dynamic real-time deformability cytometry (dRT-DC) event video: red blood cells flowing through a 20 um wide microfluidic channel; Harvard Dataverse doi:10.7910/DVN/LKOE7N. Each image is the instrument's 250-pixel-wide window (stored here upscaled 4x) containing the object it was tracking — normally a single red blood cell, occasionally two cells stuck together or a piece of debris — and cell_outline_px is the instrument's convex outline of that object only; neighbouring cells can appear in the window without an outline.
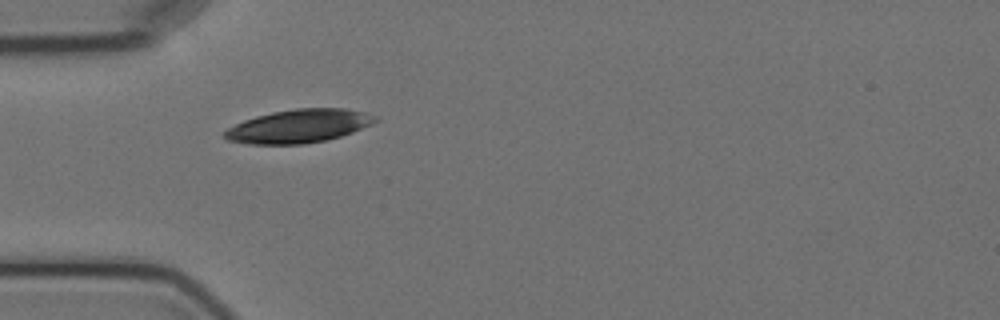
{"species": "Egyptian fruit bat (a non-hibernating species)", "species_latin": "Rousettus aegyptiacus", "temperature_condition": "cold", "stored_images_in_passage": 2, "camera_frame_rate_fps": 3000, "um_per_image_px": 0.085, "animal": {"sex": "female"}, "frame": {"image": 1, "passage_image": 1, "time_ms": 0.0, "image_size_px": [1000, 320], "cell_outline_px": [[380, 120], [372, 124], [352, 132], [340, 136], [324, 140], [300, 144], [248, 144], [228, 140], [224, 136], [224, 132], [228, 128], [244, 120], [256, 116], [272, 112], [296, 108], [344, 108], [364, 112], [376, 116]], "centroid_in_image_um": [25.41, 10.71], "position_along_channel_um": 59.6, "area_um2": 29.13}}
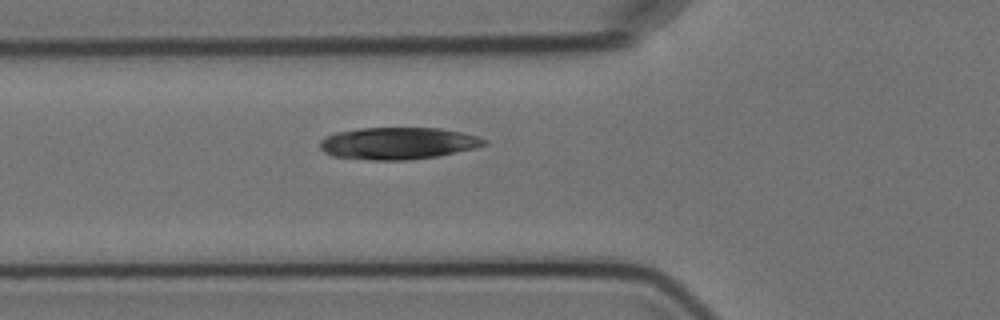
{"frame": {"image": 2, "passage_image": 2, "time_ms": 1.0, "image_size_px": [1000, 320], "cell_outline_px": [[488, 144], [472, 148], [436, 156], [408, 160], [368, 160], [332, 156], [324, 152], [320, 148], [320, 140], [336, 132], [360, 128], [440, 128], [460, 132], [476, 136], [488, 140]], "centroid_in_image_um": [33.79, 12.18], "position_along_channel_um": 92.0, "area_um2": 30.46}}